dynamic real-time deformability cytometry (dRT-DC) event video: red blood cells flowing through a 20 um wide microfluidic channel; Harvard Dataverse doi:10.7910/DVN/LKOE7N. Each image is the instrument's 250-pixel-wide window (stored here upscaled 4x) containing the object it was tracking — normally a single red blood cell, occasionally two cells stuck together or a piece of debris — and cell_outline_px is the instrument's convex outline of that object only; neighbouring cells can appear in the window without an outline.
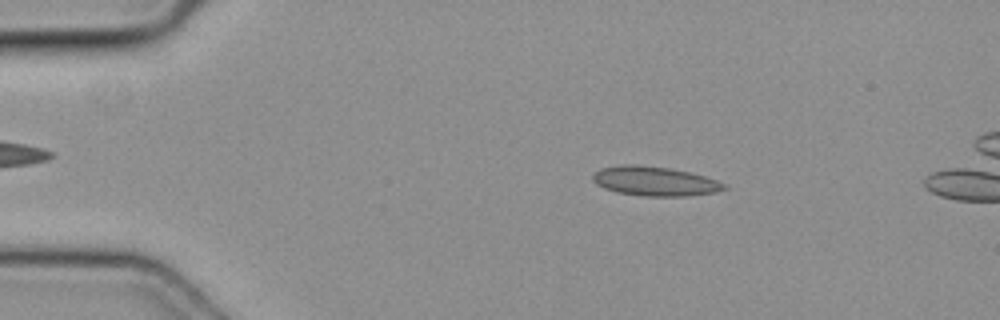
{"species": "common noctule bat (a hibernating species)", "species_latin": "Nyctalus noctula", "temperature_condition": "cold", "stored_images_in_passage": 47, "camera_frame_rate_fps": 3000, "um_per_image_px": 0.085, "animal": {"sex": "female", "body_mass_g": 19.3, "forearm_length_mm": 54.1}, "frame": {"image": 1, "passage_image": 8, "time_ms": 2.333, "image_size_px": [1000, 320], "cell_outline_px": [[728, 188], [712, 192], [688, 196], [640, 196], [616, 192], [604, 188], [596, 184], [592, 180], [592, 176], [600, 168], [620, 164], [636, 164], [668, 168], [688, 172], [704, 176], [716, 180], [724, 184]], "centroid_in_image_um": [55.59, 15.4], "position_along_channel_um": 29.4, "area_um2": 22.43}}
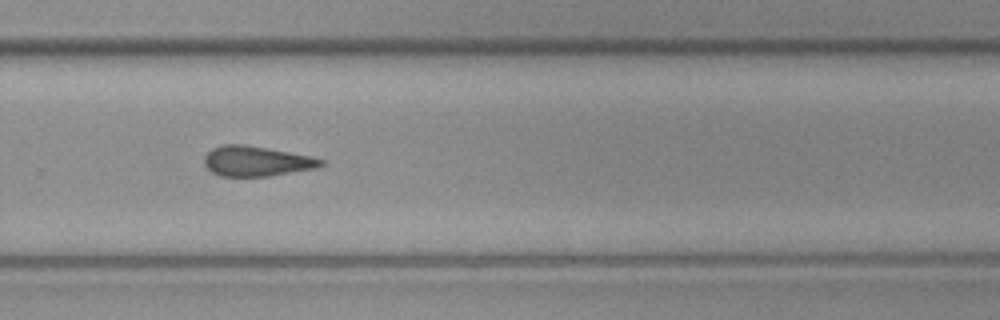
{"frame": {"image": 2, "passage_image": 32, "time_ms": 10.333, "image_size_px": [1000, 320], "cell_outline_px": [[324, 164], [316, 168], [268, 176], [220, 176], [212, 172], [204, 164], [204, 156], [212, 148], [220, 144], [240, 144], [268, 148], [308, 156], [324, 160]], "centroid_in_image_um": [21.75, 13.69], "position_along_channel_um": 308.0, "area_um2": 20.29}}
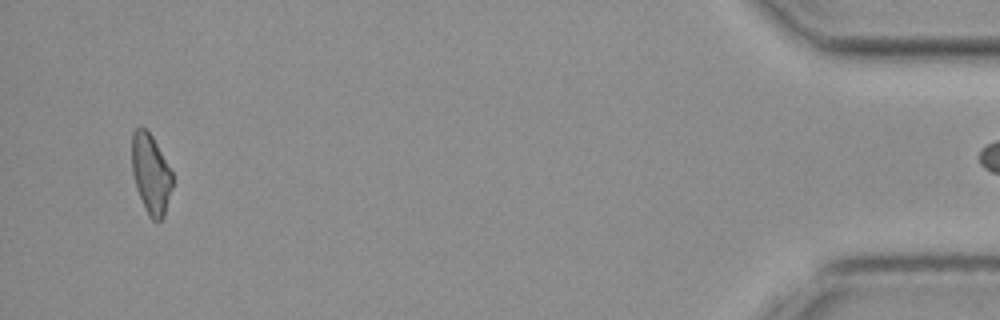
{"frame": {"image": 3, "passage_image": 46, "time_ms": 15.0, "image_size_px": [1000, 320], "cell_outline_px": [[172, 188], [164, 216], [160, 220], [152, 220], [148, 216], [136, 188], [132, 172], [132, 132], [136, 128], [144, 128], [152, 136], [172, 172]], "centroid_in_image_um": [12.81, 14.8], "position_along_channel_um": 422.4, "area_um2": 18.67}}